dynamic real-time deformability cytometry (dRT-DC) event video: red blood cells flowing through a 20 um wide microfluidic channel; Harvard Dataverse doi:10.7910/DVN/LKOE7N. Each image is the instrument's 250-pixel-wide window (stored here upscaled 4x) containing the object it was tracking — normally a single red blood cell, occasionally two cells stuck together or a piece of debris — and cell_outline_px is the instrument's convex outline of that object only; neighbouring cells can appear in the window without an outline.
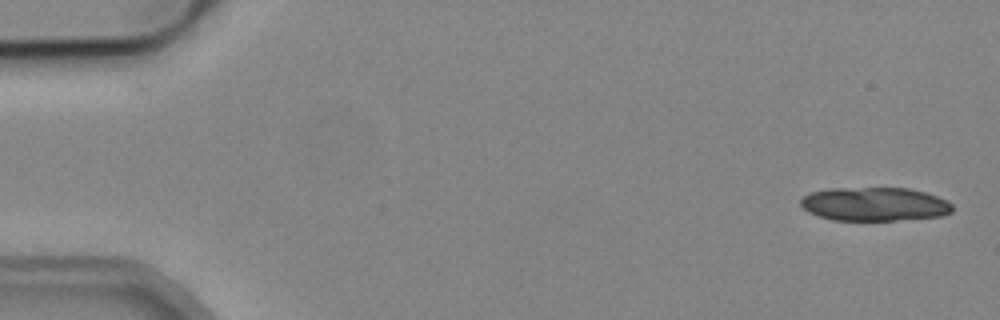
{"species": "common noctule bat (a hibernating species)", "species_latin": "Nyctalus noctula", "temperature_condition": "cold", "stored_images_in_passage": 5, "camera_frame_rate_fps": 3000, "um_per_image_px": 0.085, "animal": {"sex": "male", "body_mass_g": 19.2, "forearm_length_mm": 51.8}, "frame": {"image": 1, "passage_image": 1, "time_ms": 0.0, "image_size_px": [1000, 320], "cell_outline_px": [[952, 212], [944, 216], [896, 220], [832, 220], [808, 212], [800, 204], [800, 200], [804, 196], [812, 192], [828, 188], [908, 188], [924, 192], [948, 200], [952, 204]], "centroid_in_image_um": [74.36, 17.35], "position_along_channel_um": 10.6, "area_um2": 29.82}}